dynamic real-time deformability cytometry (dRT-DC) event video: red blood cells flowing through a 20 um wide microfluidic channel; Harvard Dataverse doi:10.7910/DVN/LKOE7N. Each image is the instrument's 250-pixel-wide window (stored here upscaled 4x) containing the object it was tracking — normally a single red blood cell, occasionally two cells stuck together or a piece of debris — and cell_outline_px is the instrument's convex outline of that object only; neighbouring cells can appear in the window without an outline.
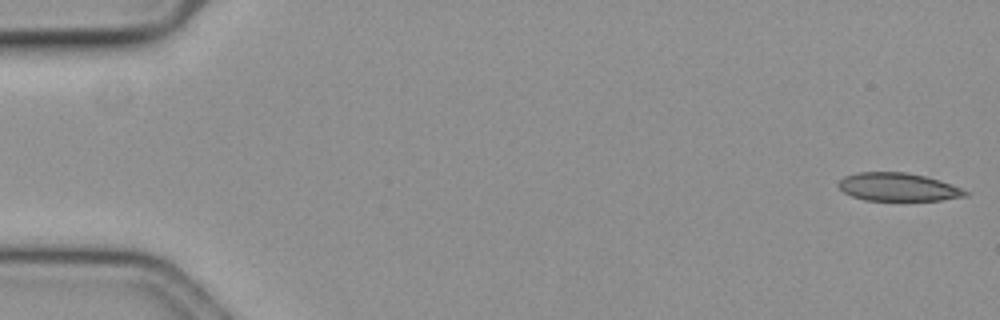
{"species": "common noctule bat (a hibernating species)", "species_latin": "Nyctalus noctula", "temperature_condition": "cold", "stored_images_in_passage": 57, "camera_frame_rate_fps": 3000, "um_per_image_px": 0.085, "animal": {"sex": "female", "body_mass_g": 19.3, "forearm_length_mm": 54.1}, "frame": {"image": 1, "passage_image": 1, "time_ms": 0.0, "image_size_px": [1000, 320], "cell_outline_px": [[968, 196], [940, 200], [864, 200], [852, 196], [844, 192], [836, 184], [844, 176], [860, 172], [904, 172], [924, 176], [940, 180], [960, 188], [968, 192]], "centroid_in_image_um": [76.31, 15.9], "position_along_channel_um": 8.7, "area_um2": 20.63}}
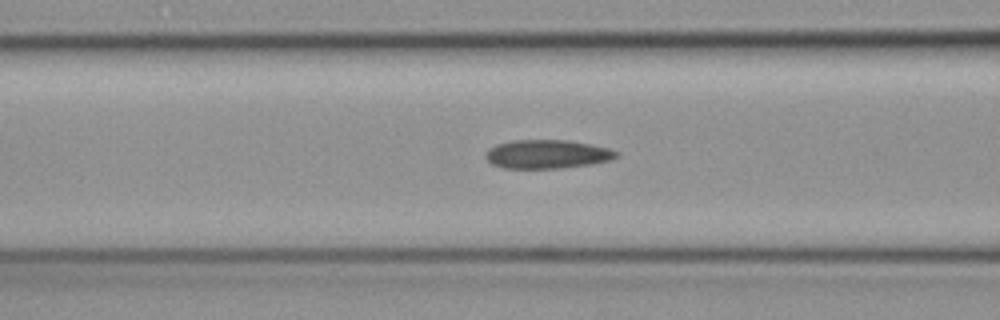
{"frame": {"image": 2, "passage_image": 23, "time_ms": 7.333, "image_size_px": [1000, 320], "cell_outline_px": [[620, 156], [612, 160], [592, 164], [560, 168], [504, 168], [492, 164], [484, 156], [488, 148], [496, 144], [512, 140], [568, 140], [608, 148], [620, 152]], "centroid_in_image_um": [46.52, 13.1], "position_along_channel_um": 120.1, "area_um2": 22.02}}
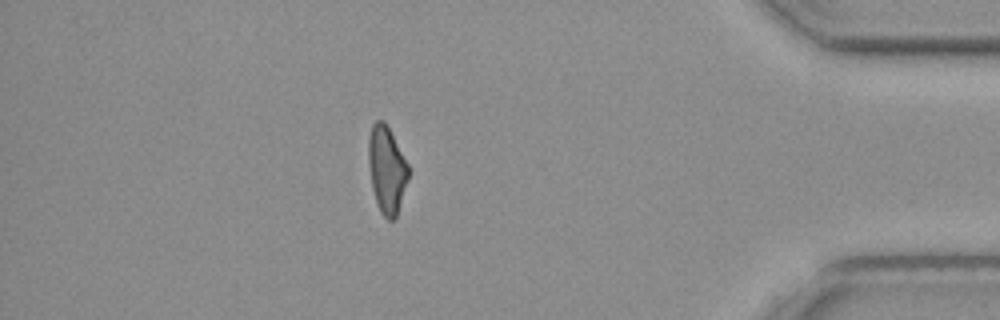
{"frame": {"image": 3, "passage_image": 50, "time_ms": 16.333, "image_size_px": [1000, 320], "cell_outline_px": [[408, 180], [396, 216], [392, 220], [388, 220], [380, 212], [372, 188], [368, 160], [368, 136], [372, 124], [376, 120], [384, 120], [408, 164]], "centroid_in_image_um": [32.85, 14.4], "position_along_channel_um": 402.3, "area_um2": 20.06}, "authors_computed_cell_mechanics": {"area_um2": 21.7328, "velocity_mm_per_s": 3.6213, "shape_relaxation_time_tau1_ms": 9.7977, "shape_relaxation_time_tau2_ms": 5.4661, "deformation_change_tau1": 0.1707, "deformation_change_tau2": 0.1133}}